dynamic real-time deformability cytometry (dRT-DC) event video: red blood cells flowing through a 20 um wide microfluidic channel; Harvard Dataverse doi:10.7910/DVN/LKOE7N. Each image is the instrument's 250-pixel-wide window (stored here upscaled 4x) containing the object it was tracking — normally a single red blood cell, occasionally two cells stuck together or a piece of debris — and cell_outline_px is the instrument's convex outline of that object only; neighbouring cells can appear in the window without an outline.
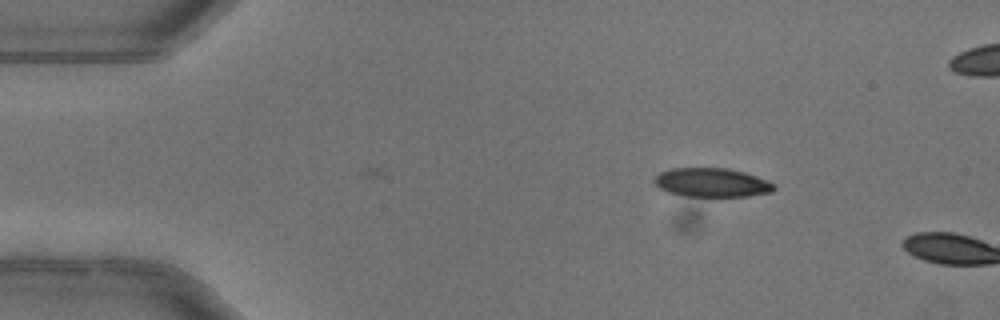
{"species": "common noctule bat (a hibernating species)", "species_latin": "Nyctalus noctula", "temperature_condition": "warm", "stored_images_in_passage": 3, "camera_frame_rate_fps": 3000, "um_per_image_px": 0.085, "animal": {"sex": "female"}, "frame": {"image": 1, "passage_image": 1, "time_ms": 0.0, "image_size_px": [1000, 320], "cell_outline_px": [[776, 188], [772, 192], [748, 196], [716, 200], [688, 196], [668, 192], [660, 188], [652, 180], [660, 172], [672, 168], [728, 168], [744, 172], [756, 176], [776, 184]], "centroid_in_image_um": [60.54, 15.56], "position_along_channel_um": 24.5, "area_um2": 20.98}}